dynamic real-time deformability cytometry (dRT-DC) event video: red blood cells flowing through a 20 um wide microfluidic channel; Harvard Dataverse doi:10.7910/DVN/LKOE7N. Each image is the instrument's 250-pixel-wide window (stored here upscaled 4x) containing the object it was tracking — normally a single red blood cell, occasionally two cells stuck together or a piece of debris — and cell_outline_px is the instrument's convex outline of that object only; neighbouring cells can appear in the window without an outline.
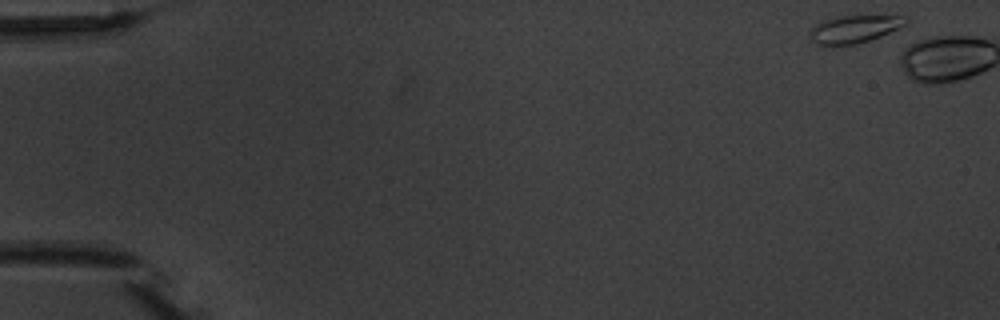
{"species": "common noctule bat (a hibernating species)", "species_latin": "Nyctalus noctula", "temperature_condition": "warm", "stored_images_in_passage": 2, "camera_frame_rate_fps": 3000, "um_per_image_px": 0.085, "animal": {"sex": "male", "body_mass_g": 20.1, "forearm_length_mm": 53.5}, "frame": {"image": 1, "passage_image": 1, "time_ms": 0.0, "image_size_px": [1000, 320], "cell_outline_px": [[912, 20], [908, 24], [900, 28], [880, 36], [856, 44], [816, 44], [808, 36], [808, 32], [820, 20], [840, 16], [908, 16]], "centroid_in_image_um": [72.66, 2.44], "position_along_channel_um": 12.3, "area_um2": 15.49}}